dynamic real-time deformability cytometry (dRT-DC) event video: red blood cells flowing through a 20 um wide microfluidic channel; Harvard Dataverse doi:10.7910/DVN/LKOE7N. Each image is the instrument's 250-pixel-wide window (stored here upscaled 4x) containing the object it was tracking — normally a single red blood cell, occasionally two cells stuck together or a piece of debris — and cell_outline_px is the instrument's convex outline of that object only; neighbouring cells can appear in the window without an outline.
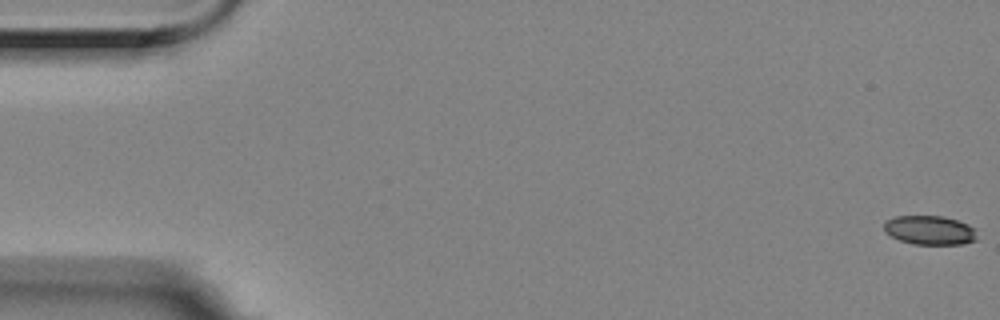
{"species": "Egyptian fruit bat (a non-hibernating species)", "species_latin": "Rousettus aegyptiacus", "temperature_condition": "room temperature", "stored_images_in_passage": 6, "camera_frame_rate_fps": 3000, "um_per_image_px": 0.085, "animal": {"sex": "female"}, "frame": {"image": 1, "passage_image": 1, "time_ms": 0.0, "image_size_px": [1000, 320], "cell_outline_px": [[976, 240], [964, 244], [912, 244], [900, 240], [884, 232], [884, 220], [896, 216], [944, 216], [968, 224], [976, 228]], "centroid_in_image_um": [79.03, 19.56], "position_along_channel_um": 6.0, "area_um2": 15.9}}